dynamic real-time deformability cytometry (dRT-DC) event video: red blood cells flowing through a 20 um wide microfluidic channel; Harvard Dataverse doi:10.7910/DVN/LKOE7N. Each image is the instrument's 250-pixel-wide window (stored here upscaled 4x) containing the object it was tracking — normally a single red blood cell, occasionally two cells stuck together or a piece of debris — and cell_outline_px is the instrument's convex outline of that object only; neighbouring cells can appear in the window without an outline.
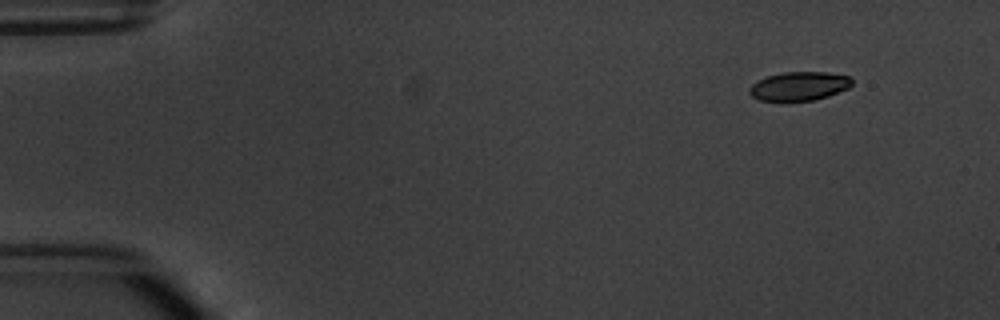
{"species": "common noctule bat (a hibernating species)", "species_latin": "Nyctalus noctula", "temperature_condition": "warm", "stored_images_in_passage": 5, "camera_frame_rate_fps": 3000, "um_per_image_px": 0.085, "animal": {"sex": "male", "body_mass_g": 20.1, "forearm_length_mm": 53.5}, "frame": {"image": 1, "passage_image": 2, "time_ms": 1.333, "image_size_px": [1000, 320], "cell_outline_px": [[852, 84], [848, 88], [828, 96], [812, 100], [760, 100], [752, 96], [748, 92], [748, 88], [752, 84], [768, 76], [784, 72], [828, 72], [852, 76]], "centroid_in_image_um": [67.96, 7.3], "position_along_channel_um": 17.0, "area_um2": 17.05}}
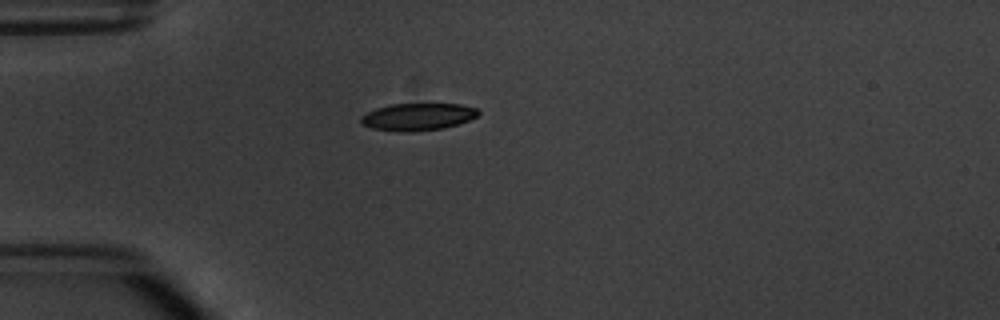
{"frame": {"image": 2, "passage_image": 5, "time_ms": 4.667, "image_size_px": [1000, 320], "cell_outline_px": [[480, 112], [476, 116], [468, 120], [444, 128], [408, 132], [372, 128], [364, 124], [360, 120], [360, 116], [376, 108], [392, 104], [460, 104], [476, 108]], "centroid_in_image_um": [35.51, 9.92], "position_along_channel_um": 49.5, "area_um2": 18.32}}